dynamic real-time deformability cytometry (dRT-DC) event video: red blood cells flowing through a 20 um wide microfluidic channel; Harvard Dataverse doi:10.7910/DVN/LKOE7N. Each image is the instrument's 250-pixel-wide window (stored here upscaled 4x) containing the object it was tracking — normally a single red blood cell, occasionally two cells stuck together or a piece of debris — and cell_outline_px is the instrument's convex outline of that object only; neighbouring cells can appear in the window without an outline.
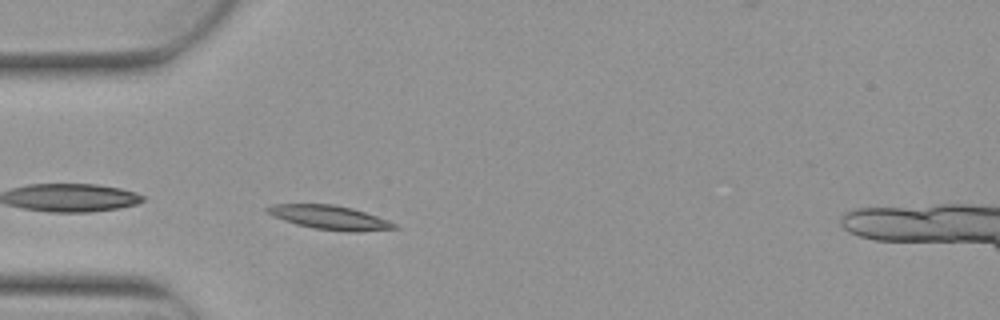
{"species": "Egyptian fruit bat (a non-hibernating species)", "species_latin": "Rousettus aegyptiacus", "temperature_condition": "warm", "stored_images_in_passage": 3, "segment_of_instrument_passage": [2, 2], "camera_frame_rate_fps": 3000, "um_per_image_px": 0.085, "animal": {"sex": "female"}, "frame": {"image": 1, "passage_image": 3, "time_ms": 0.667, "image_size_px": [1000, 320], "cell_outline_px": [[400, 228], [356, 232], [344, 232], [312, 228], [296, 224], [284, 220], [268, 212], [264, 208], [272, 204], [332, 204], [352, 208], [388, 220], [396, 224]], "centroid_in_image_um": [28.05, 18.49], "position_along_channel_um": 56.9, "area_um2": 17.69}}